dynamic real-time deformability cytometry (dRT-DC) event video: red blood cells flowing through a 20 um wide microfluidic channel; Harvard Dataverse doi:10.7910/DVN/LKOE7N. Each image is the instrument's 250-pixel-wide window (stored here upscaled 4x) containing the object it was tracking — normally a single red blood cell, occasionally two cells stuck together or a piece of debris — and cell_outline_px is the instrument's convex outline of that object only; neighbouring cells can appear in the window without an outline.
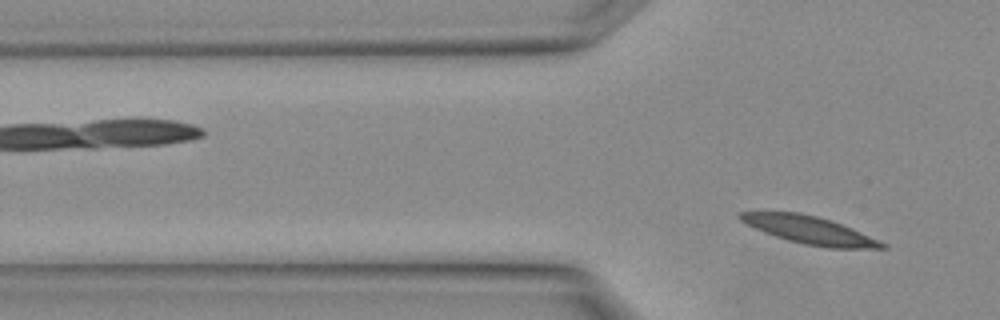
{"species": "Egyptian fruit bat (a non-hibernating species)", "species_latin": "Rousettus aegyptiacus", "temperature_condition": "warm", "stored_images_in_passage": 4, "camera_frame_rate_fps": 3000, "um_per_image_px": 0.085, "animal": {"sex": "female"}, "frame": {"image": 1, "passage_image": 4, "time_ms": 1.0, "image_size_px": [1000, 320], "cell_outline_px": [[888, 248], [828, 248], [804, 244], [788, 240], [764, 232], [740, 220], [736, 216], [740, 212], [800, 212], [816, 216], [852, 228], [888, 244]], "centroid_in_image_um": [68.83, 19.56], "position_along_channel_um": 57.0, "area_um2": 22.6}}